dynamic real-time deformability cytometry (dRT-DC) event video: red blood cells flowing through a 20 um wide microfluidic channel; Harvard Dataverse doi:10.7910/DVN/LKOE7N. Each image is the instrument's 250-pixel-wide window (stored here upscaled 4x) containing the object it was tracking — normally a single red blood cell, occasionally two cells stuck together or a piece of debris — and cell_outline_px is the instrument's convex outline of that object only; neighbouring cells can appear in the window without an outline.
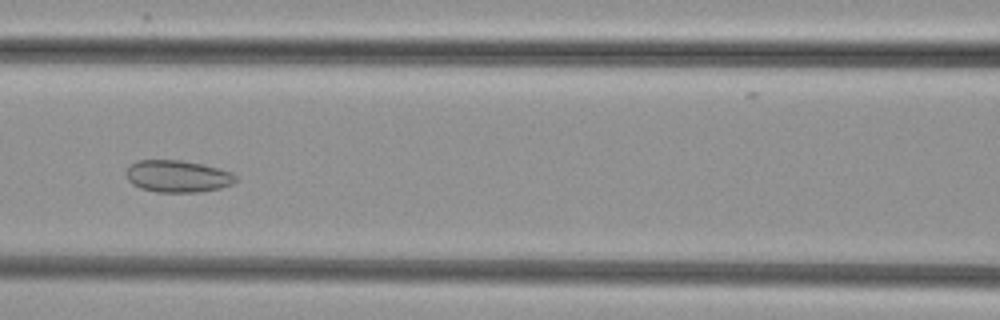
{"species": "common noctule bat (a hibernating species)", "species_latin": "Nyctalus noctula", "temperature_condition": "cold", "stored_images_in_passage": 51, "camera_frame_rate_fps": 3000, "um_per_image_px": 0.085, "animal": {"sex": "female", "body_mass_g": 29.2, "forearm_length_mm": 56.3}, "frame": {"image": 1, "passage_image": 22, "time_ms": 7.0, "image_size_px": [1000, 320], "cell_outline_px": [[236, 180], [232, 184], [220, 188], [200, 192], [156, 192], [140, 188], [132, 184], [128, 180], [124, 172], [128, 164], [136, 160], [180, 160], [204, 164], [232, 172], [236, 176]], "centroid_in_image_um": [15.05, 14.97], "position_along_channel_um": 151.6, "area_um2": 20.75}}
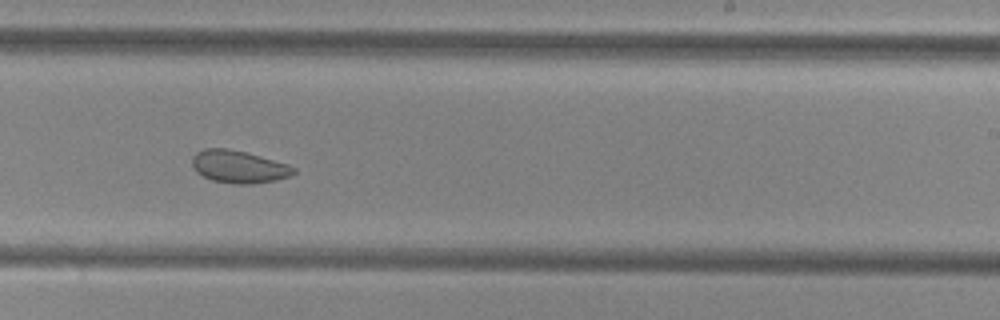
{"frame": {"image": 2, "passage_image": 31, "time_ms": 10.0, "image_size_px": [1000, 320], "cell_outline_px": [[296, 172], [292, 176], [276, 180], [252, 184], [232, 184], [212, 180], [196, 172], [192, 164], [192, 156], [196, 152], [204, 148], [228, 148], [260, 156], [288, 164], [296, 168]], "centroid_in_image_um": [20.3, 14.17], "position_along_channel_um": 268.7, "area_um2": 19.36}}
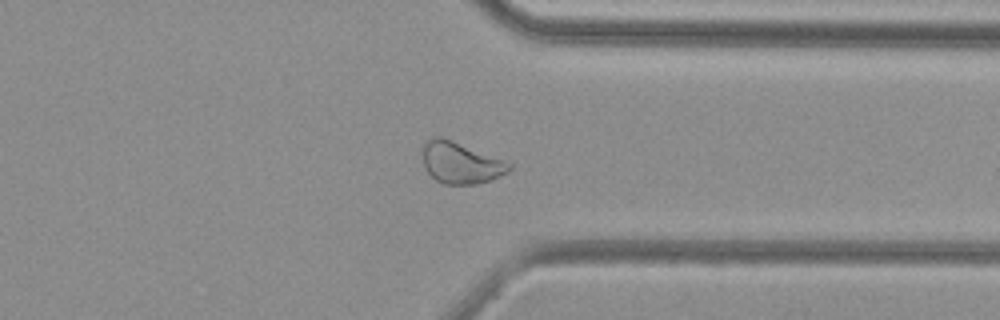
{"frame": {"image": 3, "passage_image": 39, "time_ms": 12.667, "image_size_px": [1000, 320], "cell_outline_px": [[512, 168], [508, 172], [492, 180], [476, 184], [444, 184], [436, 180], [428, 172], [424, 164], [424, 144], [432, 136], [440, 136], [504, 160], [512, 164]], "centroid_in_image_um": [39.19, 13.85], "position_along_channel_um": 372.2, "area_um2": 20.63}}